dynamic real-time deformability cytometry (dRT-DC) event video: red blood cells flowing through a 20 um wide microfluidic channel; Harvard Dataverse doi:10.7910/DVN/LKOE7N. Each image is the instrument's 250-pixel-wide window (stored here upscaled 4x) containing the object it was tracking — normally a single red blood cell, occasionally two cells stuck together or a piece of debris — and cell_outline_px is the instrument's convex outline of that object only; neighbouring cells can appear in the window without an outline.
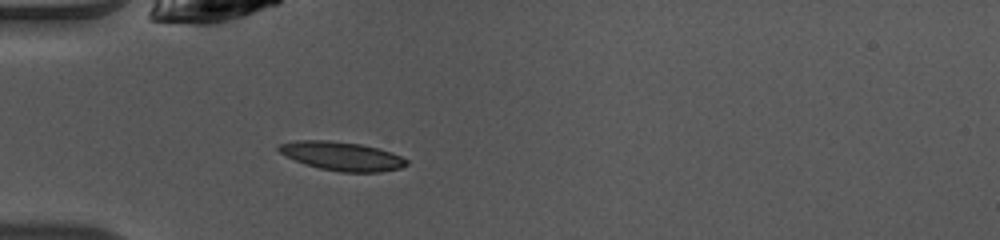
{"species": "common noctule bat (a hibernating species)", "species_latin": "Nyctalus noctula", "temperature_condition": "warm", "stored_images_in_passage": 35, "camera_frame_rate_fps": 3000, "um_per_image_px": 0.085, "animal": {"sex": "female", "body_mass_g": 10.0, "forearm_length_mm": 53.1}, "frame": {"image": 1, "passage_image": 1, "time_ms": 0.0, "image_size_px": [1000, 240], "cell_outline_px": [[408, 164], [400, 168], [380, 172], [340, 172], [320, 168], [304, 164], [280, 152], [276, 148], [280, 144], [296, 140], [328, 140], [360, 144], [392, 152], [408, 160]], "centroid_in_image_um": [29.07, 13.27], "position_along_channel_um": 55.9, "area_um2": 21.27}}
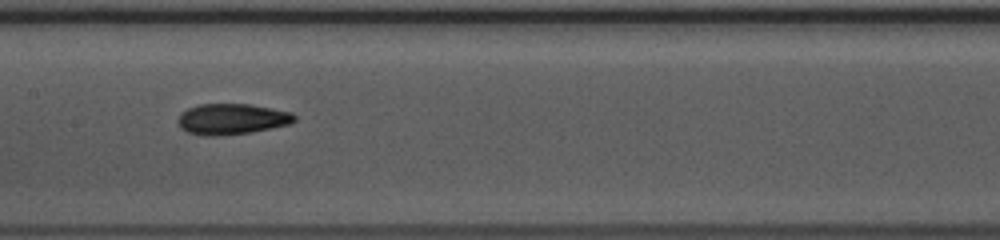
{"frame": {"image": 2, "passage_image": 11, "time_ms": 3.333, "image_size_px": [1000, 240], "cell_outline_px": [[296, 120], [288, 124], [272, 128], [252, 132], [216, 136], [204, 136], [188, 132], [180, 128], [176, 120], [180, 112], [188, 108], [200, 104], [252, 104], [292, 112], [296, 116]], "centroid_in_image_um": [19.68, 10.12], "position_along_channel_um": 187.7, "area_um2": 21.15}}
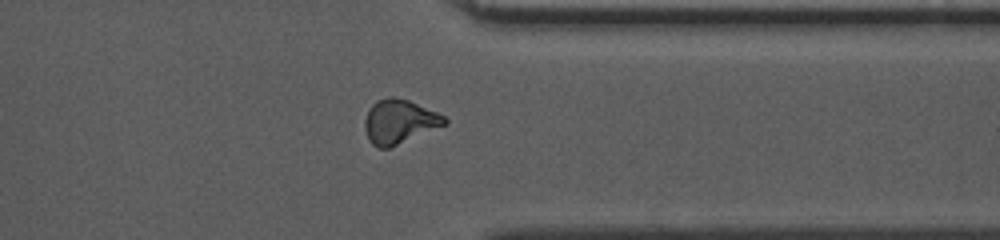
{"frame": {"image": 3, "passage_image": 25, "time_ms": 8.0, "image_size_px": [1000, 240], "cell_outline_px": [[448, 124], [388, 148], [380, 148], [372, 144], [368, 140], [364, 128], [364, 120], [368, 108], [376, 100], [388, 96], [396, 96], [408, 100], [436, 112], [444, 116], [448, 120]], "centroid_in_image_um": [33.91, 10.32], "position_along_channel_um": 377.5, "area_um2": 20.63}, "authors_computed_cell_mechanics": {"area_um2": 20.0566, "velocity_mm_per_s": 4.1221, "shape_relaxation_time_tau1_ms": 9.8806, "shape_relaxation_time_tau2_ms": 1.9158, "deformation_change_tau1": 0.2513, "deformation_change_tau2": 0.0872}}